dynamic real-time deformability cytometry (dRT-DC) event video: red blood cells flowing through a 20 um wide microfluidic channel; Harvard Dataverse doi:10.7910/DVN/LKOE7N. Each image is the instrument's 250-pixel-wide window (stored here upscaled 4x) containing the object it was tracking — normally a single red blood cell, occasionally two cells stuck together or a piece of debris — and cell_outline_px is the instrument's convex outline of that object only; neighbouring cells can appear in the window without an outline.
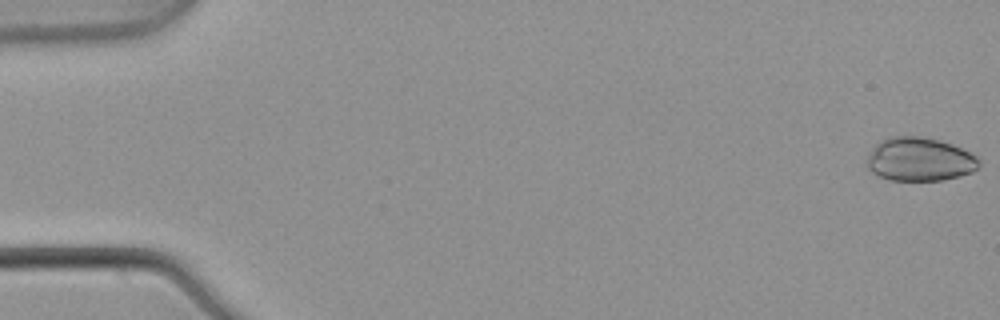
{"species": "common noctule bat (a hibernating species)", "species_latin": "Nyctalus noctula", "temperature_condition": "warm", "stored_images_in_passage": 5, "camera_frame_rate_fps": 3000, "um_per_image_px": 0.085, "animal": {"sex": "male", "body_mass_g": 21.5, "forearm_length_mm": 52.0}, "frame": {"image": 1, "passage_image": 1, "time_ms": 0.0, "image_size_px": [1000, 320], "cell_outline_px": [[980, 164], [972, 172], [960, 176], [944, 180], [888, 180], [872, 172], [868, 168], [864, 160], [872, 148], [880, 140], [888, 136], [924, 136], [940, 140], [952, 144], [976, 156], [980, 160]], "centroid_in_image_um": [78.13, 13.53], "position_along_channel_um": 6.9, "area_um2": 28.78}}